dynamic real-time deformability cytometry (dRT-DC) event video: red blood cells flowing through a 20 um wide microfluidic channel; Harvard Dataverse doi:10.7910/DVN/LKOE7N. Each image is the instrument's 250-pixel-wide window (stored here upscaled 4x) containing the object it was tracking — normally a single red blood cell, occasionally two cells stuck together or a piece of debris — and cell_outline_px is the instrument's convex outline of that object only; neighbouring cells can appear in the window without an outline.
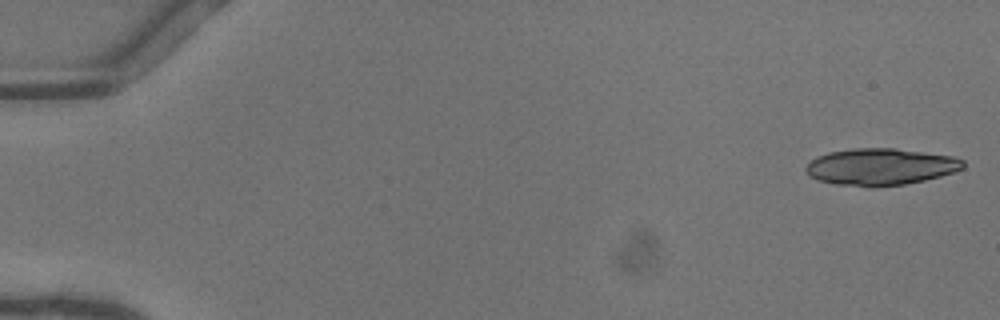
{"species": "common noctule bat (a hibernating species)", "species_latin": "Nyctalus noctula", "temperature_condition": "warm", "stored_images_in_passage": 18, "camera_frame_rate_fps": 3000, "um_per_image_px": 0.085, "animal": {"sex": "female"}, "frame": {"image": 1, "passage_image": 1, "time_ms": 0.0, "image_size_px": [1000, 320], "cell_outline_px": [[964, 168], [940, 176], [924, 180], [904, 184], [836, 184], [816, 180], [808, 176], [804, 172], [804, 168], [816, 156], [828, 152], [852, 148], [896, 148], [952, 156], [964, 160]], "centroid_in_image_um": [74.81, 14.13], "position_along_channel_um": 10.2, "area_um2": 33.06}}